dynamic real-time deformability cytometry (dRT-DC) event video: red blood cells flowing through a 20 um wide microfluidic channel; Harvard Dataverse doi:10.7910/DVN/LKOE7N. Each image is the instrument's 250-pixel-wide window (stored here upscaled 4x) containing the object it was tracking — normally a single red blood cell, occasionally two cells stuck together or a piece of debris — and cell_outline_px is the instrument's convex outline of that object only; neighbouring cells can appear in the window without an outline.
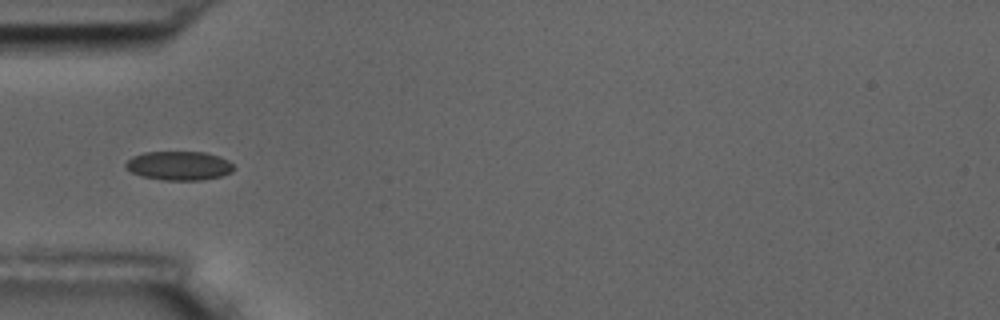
{"species": "common noctule bat (a hibernating species)", "species_latin": "Nyctalus noctula", "temperature_condition": "room temperature", "stored_images_in_passage": 6, "camera_frame_rate_fps": 3000, "um_per_image_px": 0.085, "animal": {"sex": "male", "body_mass_g": 17.5, "forearm_length_mm": 52.3}, "frame": {"image": 1, "passage_image": 2, "time_ms": 1.0, "image_size_px": [1000, 320], "cell_outline_px": [[232, 172], [220, 176], [200, 180], [160, 180], [140, 176], [124, 168], [124, 164], [132, 156], [144, 152], [204, 152], [220, 156], [228, 160], [232, 164]], "centroid_in_image_um": [15.17, 14.08], "position_along_channel_um": 69.8, "area_um2": 18.32}}
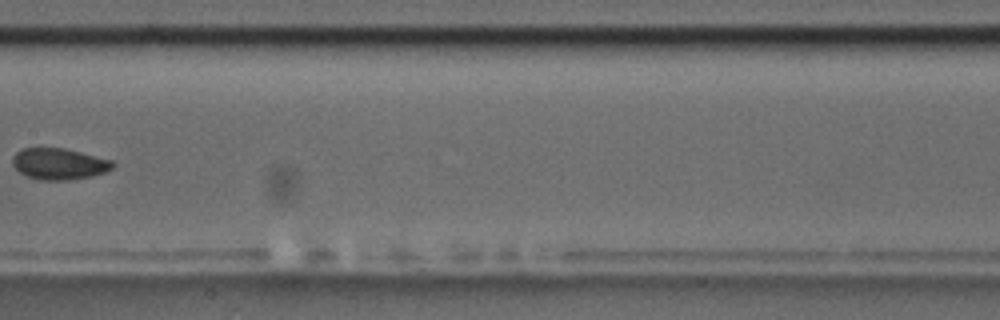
{"frame": {"image": 2, "passage_image": 5, "time_ms": 4.667, "image_size_px": [1000, 320], "cell_outline_px": [[116, 164], [112, 168], [104, 172], [92, 176], [68, 180], [36, 180], [20, 172], [12, 164], [12, 156], [16, 152], [24, 148], [64, 148], [112, 160]], "centroid_in_image_um": [5.01, 13.93], "position_along_channel_um": 202.4, "area_um2": 18.26}}
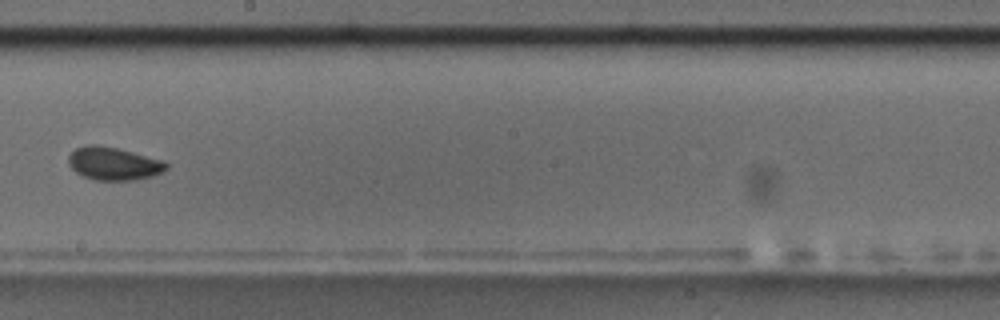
{"frame": {"image": 3, "passage_image": 6, "time_ms": 5.667, "image_size_px": [1000, 320], "cell_outline_px": [[168, 168], [164, 172], [152, 176], [136, 180], [92, 180], [76, 172], [68, 164], [68, 156], [76, 148], [84, 144], [96, 144], [116, 148], [164, 160], [168, 164]], "centroid_in_image_um": [9.66, 13.91], "position_along_channel_um": 238.5, "area_um2": 18.96}}